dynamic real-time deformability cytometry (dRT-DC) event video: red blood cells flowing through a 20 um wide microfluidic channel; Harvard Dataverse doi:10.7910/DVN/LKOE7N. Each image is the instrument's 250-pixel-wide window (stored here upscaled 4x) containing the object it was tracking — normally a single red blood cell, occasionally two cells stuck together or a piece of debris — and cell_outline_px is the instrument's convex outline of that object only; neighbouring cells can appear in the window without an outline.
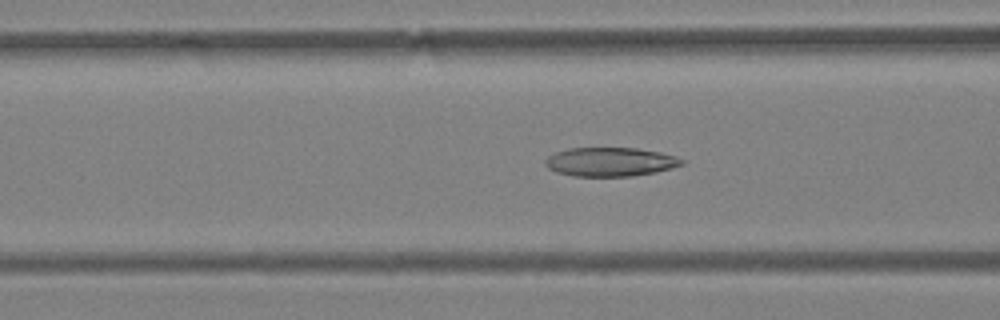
{"species": "Egyptian fruit bat (a non-hibernating species)", "species_latin": "Rousettus aegyptiacus", "temperature_condition": "warm", "stored_images_in_passage": 35, "camera_frame_rate_fps": 3000, "um_per_image_px": 0.085, "animal": {"sex": "female"}, "frame": {"image": 1, "passage_image": 4, "time_ms": 1.0, "image_size_px": [1000, 320], "cell_outline_px": [[684, 164], [672, 168], [656, 172], [632, 176], [572, 176], [556, 172], [548, 168], [544, 164], [544, 160], [548, 156], [556, 152], [568, 148], [636, 148], [660, 152], [676, 156], [684, 160]], "centroid_in_image_um": [51.87, 13.76], "position_along_channel_um": 114.7, "area_um2": 23.12}}
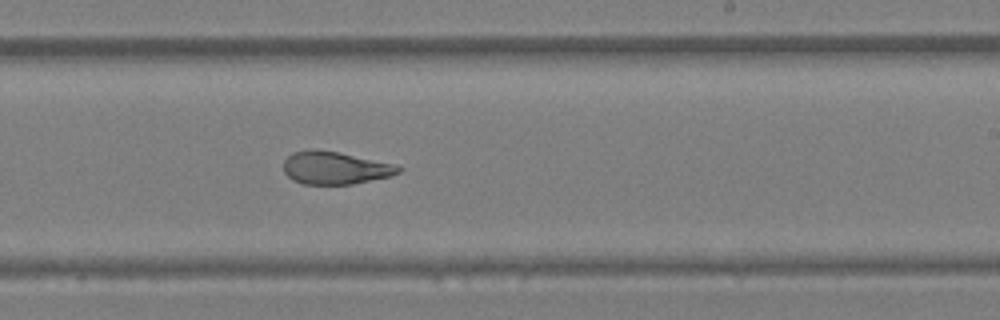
{"frame": {"image": 2, "passage_image": 15, "time_ms": 4.667, "image_size_px": [1000, 320], "cell_outline_px": [[404, 168], [400, 172], [392, 176], [352, 184], [304, 184], [292, 180], [284, 172], [284, 160], [292, 152], [336, 152], [392, 164]], "centroid_in_image_um": [28.5, 14.32], "position_along_channel_um": 260.5, "area_um2": 21.1}}
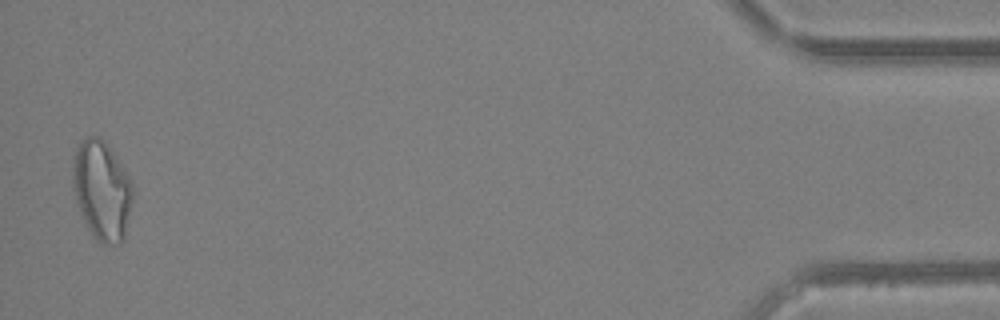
{"frame": {"image": 3, "passage_image": 34, "time_ms": 11.0, "image_size_px": [1000, 320], "cell_outline_px": [[132, 200], [124, 240], [120, 244], [100, 244], [96, 240], [88, 228], [80, 212], [72, 188], [72, 160], [76, 148], [88, 136], [100, 136], [108, 144], [128, 176], [132, 184]], "centroid_in_image_um": [8.64, 16.19], "position_along_channel_um": 426.6, "area_um2": 34.8}}